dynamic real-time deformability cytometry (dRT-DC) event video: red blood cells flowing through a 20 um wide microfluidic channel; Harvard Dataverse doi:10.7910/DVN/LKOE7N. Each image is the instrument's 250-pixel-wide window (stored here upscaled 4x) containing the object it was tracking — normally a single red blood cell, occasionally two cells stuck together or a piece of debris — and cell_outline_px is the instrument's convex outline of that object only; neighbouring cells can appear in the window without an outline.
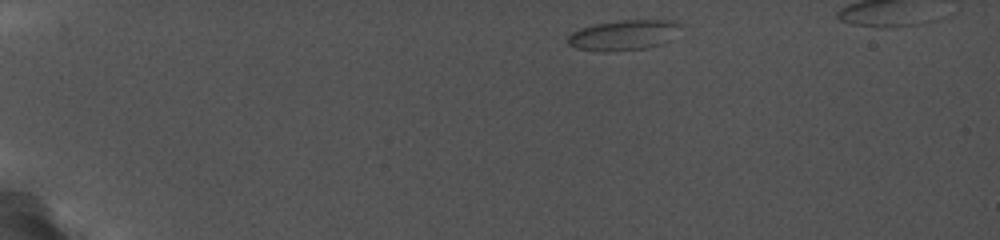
{"species": "common noctule bat (a hibernating species)", "species_latin": "Nyctalus noctula", "temperature_condition": "cold", "stored_images_in_passage": 32, "camera_frame_rate_fps": 5000, "um_per_image_px": 0.085, "animal": {"sex": "female", "body_mass_g": 19.0, "forearm_length_mm": 56.7}, "frame": {"image": 1, "passage_image": 1, "time_ms": 0.0, "image_size_px": [1000, 240], "cell_outline_px": [[684, 24], [672, 40], [664, 44], [648, 48], [612, 52], [600, 52], [576, 48], [568, 44], [568, 36], [572, 32], [580, 28], [592, 24], [620, 20], [680, 20]], "centroid_in_image_um": [53.09, 2.98], "position_along_channel_um": 31.9, "area_um2": 20.63}}
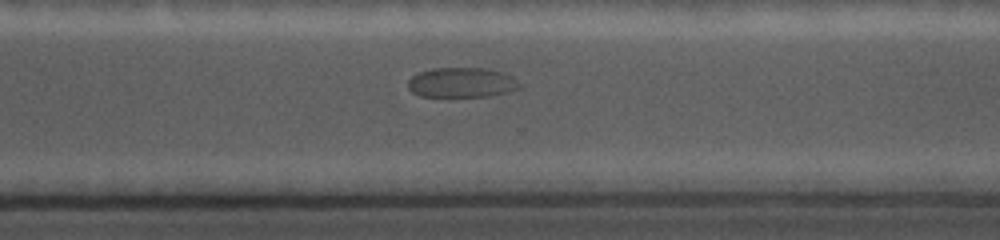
{"frame": {"image": 2, "passage_image": 26, "time_ms": 11.4, "image_size_px": [1000, 240], "cell_outline_px": [[500, 92], [484, 96], [420, 96], [412, 92], [408, 84], [408, 80], [412, 76], [420, 72], [436, 68], [488, 68], [500, 72]], "centroid_in_image_um": [38.74, 6.99], "position_along_channel_um": 331.9, "area_um2": 16.99}}
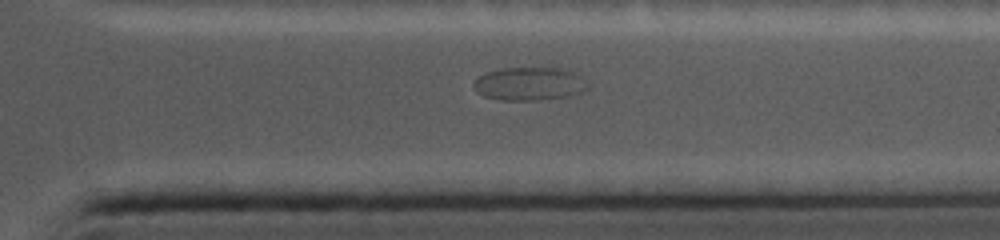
{"frame": {"image": 3, "passage_image": 29, "time_ms": 12.4, "image_size_px": [1000, 240], "cell_outline_px": [[572, 76], [556, 96], [528, 100], [508, 100], [488, 96], [480, 92], [476, 84], [476, 80], [480, 76], [488, 72], [504, 68], [556, 68], [568, 72]], "centroid_in_image_um": [44.45, 7.07], "position_along_channel_um": 366.9, "area_um2": 17.98}}